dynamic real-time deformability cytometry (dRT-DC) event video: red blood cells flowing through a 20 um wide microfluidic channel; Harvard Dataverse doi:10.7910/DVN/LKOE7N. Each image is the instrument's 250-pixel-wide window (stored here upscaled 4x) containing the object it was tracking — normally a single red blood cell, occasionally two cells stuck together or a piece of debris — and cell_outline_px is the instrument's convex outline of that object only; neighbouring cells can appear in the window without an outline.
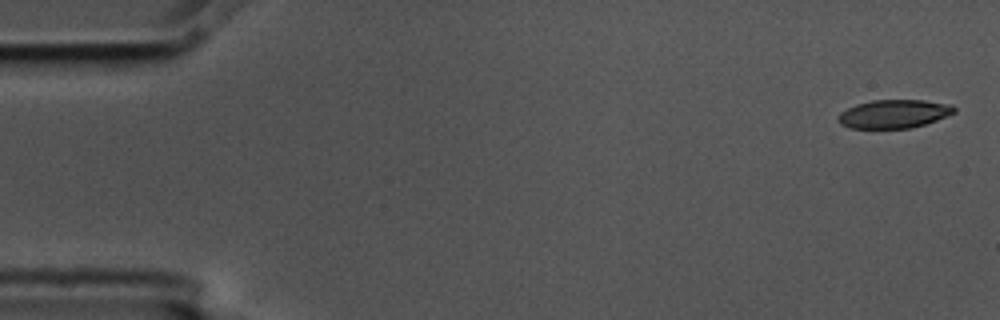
{"species": "common noctule bat (a hibernating species)", "species_latin": "Nyctalus noctula", "temperature_condition": "cold", "stored_images_in_passage": 5, "camera_frame_rate_fps": 3000, "um_per_image_px": 0.085, "animal": {"sex": "male", "body_mass_g": 17.5, "forearm_length_mm": 52.3}, "frame": {"image": 1, "passage_image": 1, "time_ms": 0.0, "image_size_px": [1000, 320], "cell_outline_px": [[956, 112], [936, 120], [912, 128], [848, 128], [840, 124], [836, 120], [840, 112], [856, 104], [872, 100], [924, 100], [952, 104], [956, 108]], "centroid_in_image_um": [75.97, 9.68], "position_along_channel_um": 9.0, "area_um2": 19.36}}
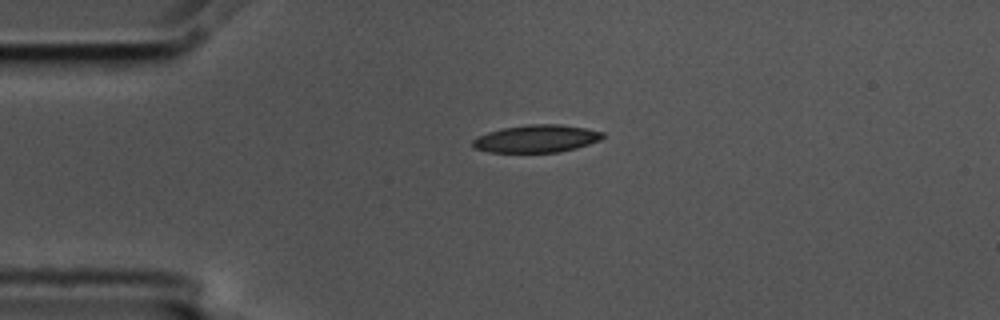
{"frame": {"image": 2, "passage_image": 4, "time_ms": 1.0, "image_size_px": [1000, 320], "cell_outline_px": [[604, 136], [600, 140], [576, 148], [560, 152], [488, 152], [472, 148], [472, 140], [476, 136], [488, 132], [504, 128], [528, 124], [560, 124], [584, 128], [604, 132]], "centroid_in_image_um": [45.56, 11.79], "position_along_channel_um": 39.4, "area_um2": 20.92}}